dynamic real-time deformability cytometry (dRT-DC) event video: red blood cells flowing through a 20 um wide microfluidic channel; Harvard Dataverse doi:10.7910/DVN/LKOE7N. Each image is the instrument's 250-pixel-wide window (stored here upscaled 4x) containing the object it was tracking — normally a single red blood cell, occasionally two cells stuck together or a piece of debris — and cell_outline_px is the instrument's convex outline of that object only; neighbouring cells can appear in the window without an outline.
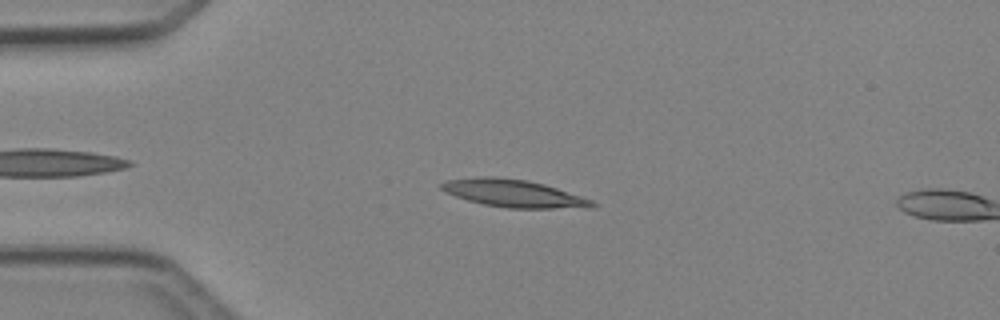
{"species": "Egyptian fruit bat (a non-hibernating species)", "species_latin": "Rousettus aegyptiacus", "temperature_condition": "cold", "stored_images_in_passage": 9, "camera_frame_rate_fps": 3000, "um_per_image_px": 0.085, "animal": {"sex": "female"}, "frame": {"image": 1, "passage_image": 7, "time_ms": 2.0, "image_size_px": [1000, 320], "cell_outline_px": [[596, 204], [592, 208], [508, 208], [484, 204], [468, 200], [456, 196], [440, 188], [440, 184], [444, 180], [480, 176], [492, 176], [528, 180], [544, 184], [592, 200]], "centroid_in_image_um": [43.64, 16.43], "position_along_channel_um": 41.4, "area_um2": 24.04}}